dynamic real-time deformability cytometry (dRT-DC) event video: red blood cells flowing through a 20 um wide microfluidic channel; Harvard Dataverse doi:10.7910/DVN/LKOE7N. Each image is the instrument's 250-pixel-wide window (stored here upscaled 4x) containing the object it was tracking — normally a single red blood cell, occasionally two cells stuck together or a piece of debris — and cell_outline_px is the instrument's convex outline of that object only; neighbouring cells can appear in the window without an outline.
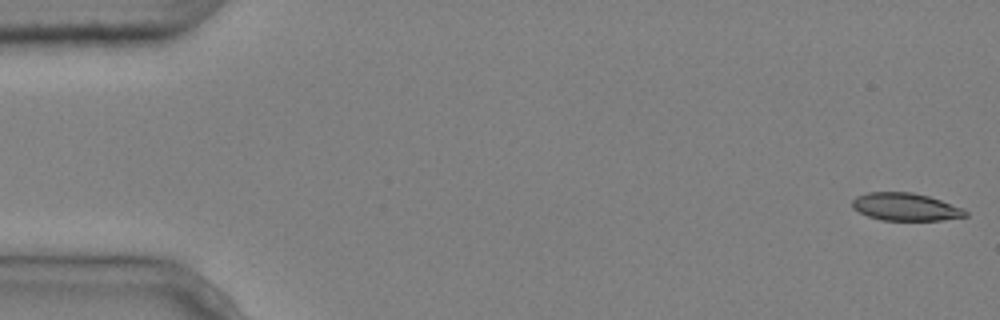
{"species": "common noctule bat (a hibernating species)", "species_latin": "Nyctalus noctula", "temperature_condition": "cold", "stored_images_in_passage": 4, "camera_frame_rate_fps": 3000, "um_per_image_px": 0.085, "animal": {"sex": "male", "body_mass_g": 20.4}, "frame": {"image": 1, "passage_image": 1, "time_ms": 0.0, "image_size_px": [1000, 320], "cell_outline_px": [[968, 216], [944, 220], [880, 220], [868, 216], [852, 208], [852, 200], [856, 196], [868, 192], [912, 192], [928, 196], [964, 208], [968, 212]], "centroid_in_image_um": [76.98, 17.58], "position_along_channel_um": 8.0, "area_um2": 18.32}}
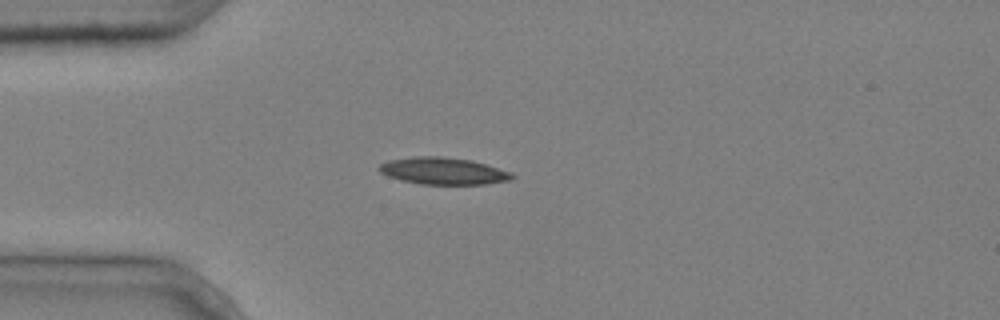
{"frame": {"image": 2, "passage_image": 4, "time_ms": 1.0, "image_size_px": [1000, 320], "cell_outline_px": [[516, 176], [512, 180], [484, 184], [420, 184], [400, 180], [388, 176], [380, 172], [376, 168], [380, 164], [388, 160], [412, 156], [444, 156], [472, 160], [512, 172]], "centroid_in_image_um": [37.67, 14.52], "position_along_channel_um": 47.3, "area_um2": 21.15}}